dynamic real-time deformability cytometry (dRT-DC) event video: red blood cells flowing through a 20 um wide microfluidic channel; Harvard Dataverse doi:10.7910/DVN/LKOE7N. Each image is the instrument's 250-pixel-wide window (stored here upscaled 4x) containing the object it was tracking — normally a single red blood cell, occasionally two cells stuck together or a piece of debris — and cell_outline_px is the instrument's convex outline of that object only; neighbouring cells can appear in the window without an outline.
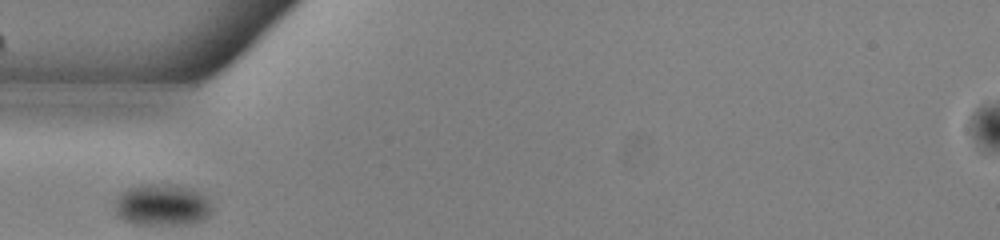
{"species": "common noctule bat (a hibernating species)", "species_latin": "Nyctalus noctula", "temperature_condition": "warm", "stored_images_in_passage": 27, "camera_frame_rate_fps": 3000, "um_per_image_px": 0.085, "animal": {"sex": "male", "body_mass_g": 13.0, "forearm_length_mm": 53.1}, "frame": {"image": 1, "passage_image": 1, "time_ms": 0.0, "image_size_px": [1000, 240], "cell_outline_px": [[212, 208], [208, 216], [192, 224], [132, 224], [124, 220], [112, 208], [120, 192], [128, 188], [140, 184], [176, 184], [200, 192], [204, 196]], "centroid_in_image_um": [13.73, 17.41], "position_along_channel_um": 71.3, "area_um2": 23.64}}
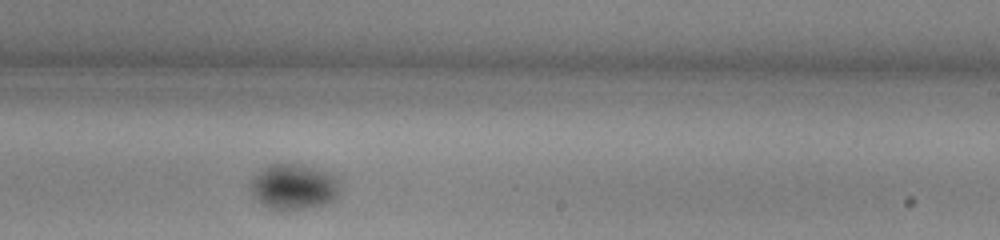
{"frame": {"image": 2, "passage_image": 16, "time_ms": 5.0, "image_size_px": [1000, 240], "cell_outline_px": [[340, 192], [332, 200], [324, 204], [280, 212], [268, 208], [260, 204], [256, 200], [252, 192], [252, 180], [268, 164], [296, 164], [312, 168], [336, 176], [340, 180]], "centroid_in_image_um": [24.97, 15.91], "position_along_channel_um": 264.0, "area_um2": 23.52}}
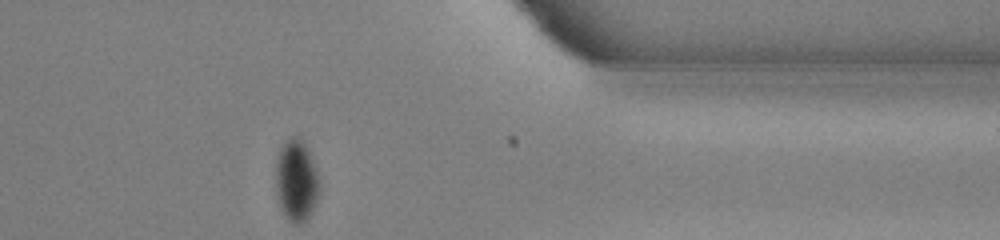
{"frame": {"image": 3, "passage_image": 27, "time_ms": 8.667, "image_size_px": [1000, 240], "cell_outline_px": [[320, 192], [312, 212], [300, 224], [292, 224], [284, 216], [280, 208], [276, 196], [276, 160], [280, 148], [292, 136], [300, 136], [316, 168], [320, 184]], "centroid_in_image_um": [25.18, 15.39], "position_along_channel_um": 386.2, "area_um2": 20.92}}